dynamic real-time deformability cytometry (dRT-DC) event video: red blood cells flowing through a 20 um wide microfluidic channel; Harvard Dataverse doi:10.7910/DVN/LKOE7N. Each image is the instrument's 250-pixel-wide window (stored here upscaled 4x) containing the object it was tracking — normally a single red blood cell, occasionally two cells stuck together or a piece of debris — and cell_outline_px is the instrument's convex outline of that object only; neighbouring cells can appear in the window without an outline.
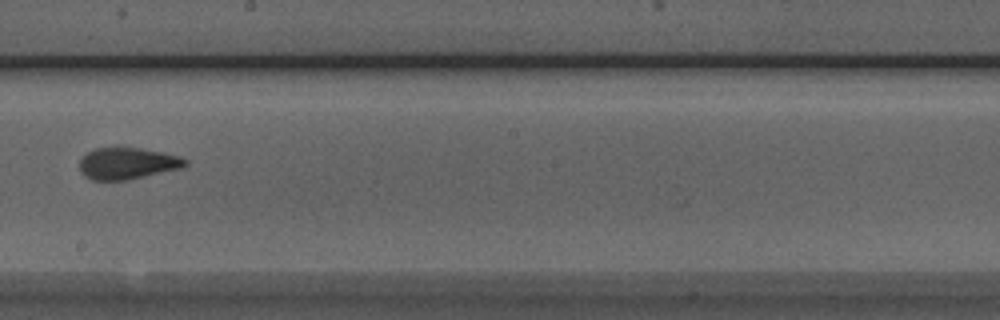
{"species": "Egyptian fruit bat (a non-hibernating species)", "species_latin": "Rousettus aegyptiacus", "temperature_condition": "room temperature", "stored_images_in_passage": 9, "camera_frame_rate_fps": 3000, "um_per_image_px": 0.085, "animal": {"sex": "male"}, "frame": {"image": 1, "passage_image": 9, "time_ms": 10.0, "image_size_px": [1000, 320], "cell_outline_px": [[188, 164], [184, 168], [128, 180], [92, 180], [84, 176], [80, 172], [80, 160], [88, 152], [96, 148], [140, 148], [164, 152], [180, 156], [188, 160]], "centroid_in_image_um": [10.88, 13.9], "position_along_channel_um": 237.3, "area_um2": 19.65}}